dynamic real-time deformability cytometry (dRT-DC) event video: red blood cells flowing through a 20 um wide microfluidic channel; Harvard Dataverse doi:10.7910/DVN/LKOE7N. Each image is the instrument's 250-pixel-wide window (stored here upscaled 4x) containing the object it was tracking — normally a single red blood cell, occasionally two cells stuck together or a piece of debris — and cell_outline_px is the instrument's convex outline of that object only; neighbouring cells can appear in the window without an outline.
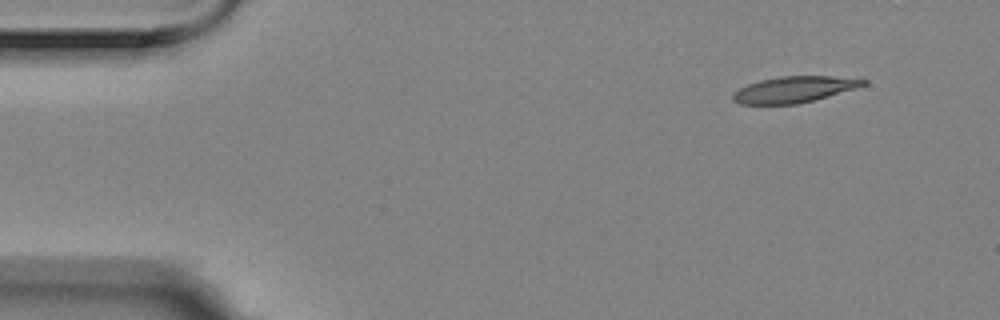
{"species": "Egyptian fruit bat (a non-hibernating species)", "species_latin": "Rousettus aegyptiacus", "temperature_condition": "room temperature", "stored_images_in_passage": 4, "camera_frame_rate_fps": 3000, "um_per_image_px": 0.085, "animal": {"sex": "female"}, "frame": {"image": 1, "passage_image": 1, "time_ms": 0.0, "image_size_px": [1000, 320], "cell_outline_px": [[868, 84], [856, 88], [812, 100], [796, 104], [740, 104], [732, 100], [732, 96], [740, 88], [748, 84], [760, 80], [780, 76], [832, 76], [868, 80]], "centroid_in_image_um": [67.5, 7.6], "position_along_channel_um": 17.5, "area_um2": 19.59}}
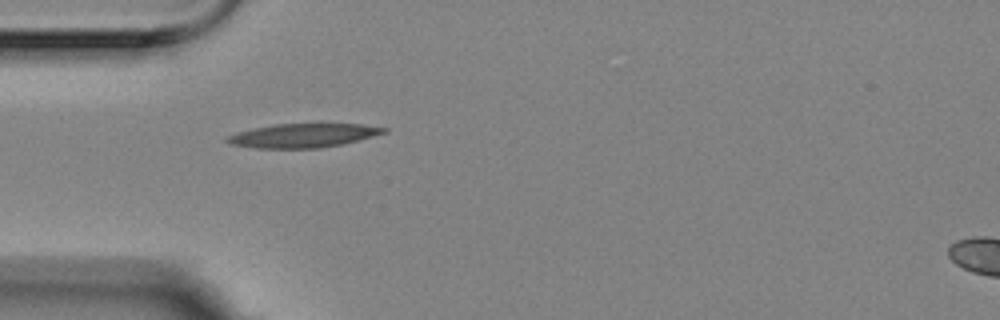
{"frame": {"image": 2, "passage_image": 4, "time_ms": 1.0, "image_size_px": [1000, 320], "cell_outline_px": [[388, 132], [340, 144], [316, 148], [256, 148], [228, 144], [224, 140], [228, 136], [236, 132], [252, 128], [276, 124], [316, 120], [320, 120], [360, 124], [388, 128]], "centroid_in_image_um": [25.77, 11.45], "position_along_channel_um": 59.2, "area_um2": 22.89}}